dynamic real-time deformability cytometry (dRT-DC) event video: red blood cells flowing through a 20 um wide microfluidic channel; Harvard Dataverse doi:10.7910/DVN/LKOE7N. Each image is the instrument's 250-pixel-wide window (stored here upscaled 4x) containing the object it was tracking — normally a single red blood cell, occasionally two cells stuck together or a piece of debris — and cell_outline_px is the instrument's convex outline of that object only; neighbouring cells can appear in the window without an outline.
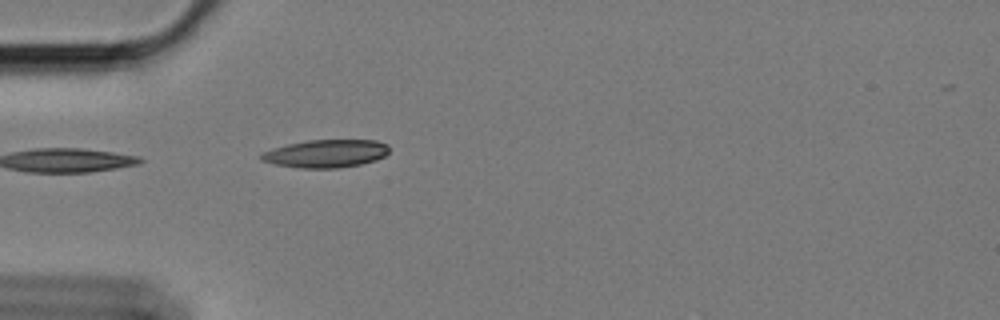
{"species": "Egyptian fruit bat (a non-hibernating species)", "species_latin": "Rousettus aegyptiacus", "temperature_condition": "cold", "stored_images_in_passage": 12, "camera_frame_rate_fps": 3000, "um_per_image_px": 0.085, "animal": {"sex": "female"}, "frame": {"image": 1, "passage_image": 1, "time_ms": 0.0, "image_size_px": [1000, 320], "cell_outline_px": [[388, 152], [384, 156], [376, 160], [360, 164], [336, 168], [300, 168], [272, 164], [260, 160], [260, 152], [272, 148], [288, 144], [308, 140], [376, 140], [388, 144]], "centroid_in_image_um": [27.66, 13.05], "position_along_channel_um": 57.3, "area_um2": 20.92}}
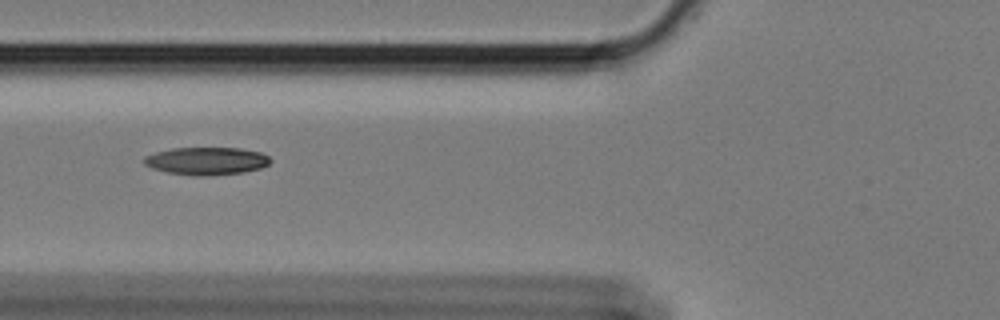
{"frame": {"image": 2, "passage_image": 6, "time_ms": 1.667, "image_size_px": [1000, 320], "cell_outline_px": [[272, 160], [268, 164], [260, 168], [244, 172], [204, 176], [196, 176], [168, 172], [152, 168], [144, 164], [144, 156], [156, 152], [172, 148], [240, 148], [260, 152], [268, 156]], "centroid_in_image_um": [17.55, 13.68], "position_along_channel_um": 108.2, "area_um2": 20.29}}
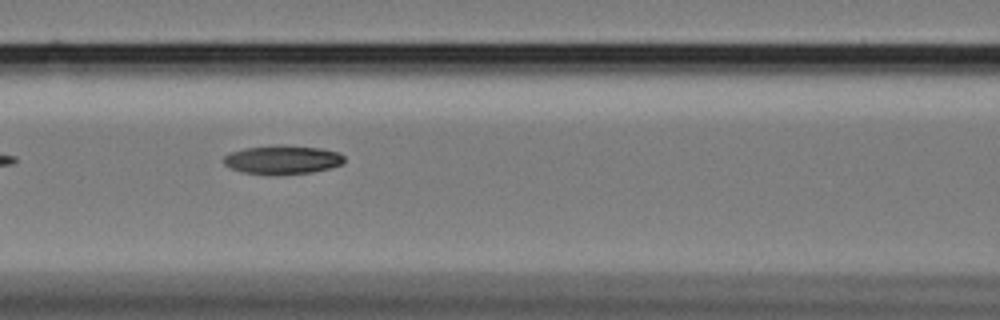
{"frame": {"image": 3, "passage_image": 9, "time_ms": 2.667, "image_size_px": [1000, 320], "cell_outline_px": [[344, 160], [340, 164], [328, 168], [312, 172], [244, 172], [232, 168], [224, 164], [224, 156], [228, 152], [244, 148], [276, 144], [284, 144], [320, 148], [340, 152], [344, 156]], "centroid_in_image_um": [24.01, 13.51], "position_along_channel_um": 142.6, "area_um2": 19.59}}